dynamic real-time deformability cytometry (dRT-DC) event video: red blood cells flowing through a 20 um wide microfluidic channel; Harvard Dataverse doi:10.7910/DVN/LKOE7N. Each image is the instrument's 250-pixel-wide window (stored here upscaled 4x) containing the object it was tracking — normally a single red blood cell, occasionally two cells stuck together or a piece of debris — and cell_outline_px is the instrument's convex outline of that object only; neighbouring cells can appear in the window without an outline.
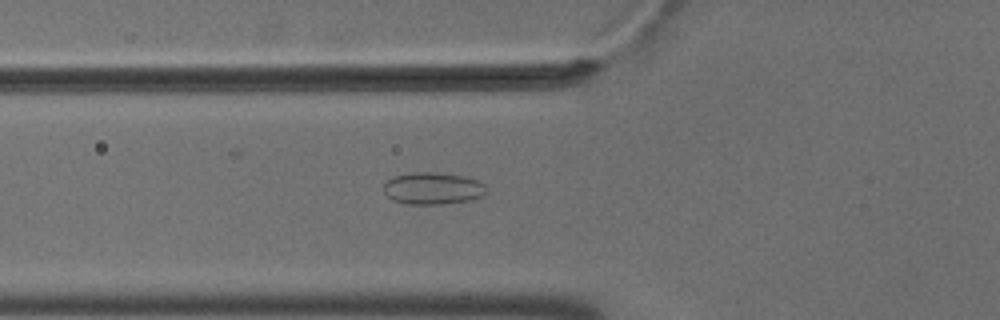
{"species": "common noctule bat (a hibernating species)", "species_latin": "Nyctalus noctula", "temperature_condition": "cold", "stored_images_in_passage": 44, "camera_frame_rate_fps": 3000, "um_per_image_px": 0.085, "animal": {"sex": "male", "body_mass_g": 18.8}, "frame": {"image": 1, "passage_image": 19, "time_ms": 6.0, "image_size_px": [1000, 320], "cell_outline_px": [[484, 192], [480, 196], [468, 200], [444, 204], [404, 204], [392, 200], [384, 192], [384, 184], [392, 176], [412, 172], [432, 172], [464, 176], [476, 180], [484, 184]], "centroid_in_image_um": [36.72, 16.01], "position_along_channel_um": 89.1, "area_um2": 19.02}}
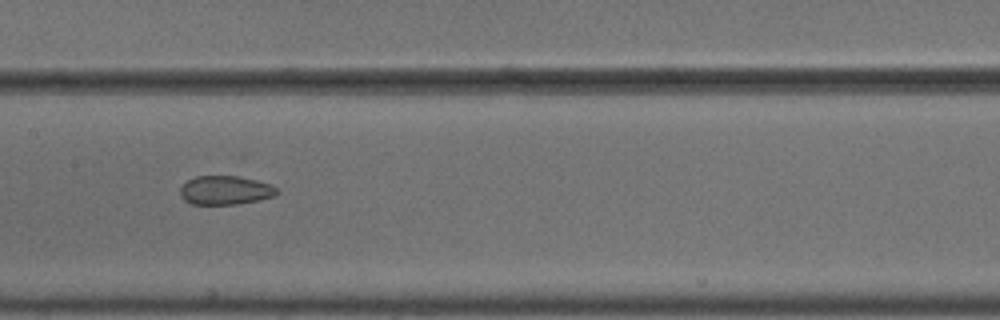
{"frame": {"image": 2, "passage_image": 27, "time_ms": 8.667, "image_size_px": [1000, 320], "cell_outline_px": [[280, 192], [276, 196], [236, 204], [192, 204], [184, 200], [180, 196], [180, 188], [188, 180], [196, 176], [240, 176], [272, 184]], "centroid_in_image_um": [19.17, 16.16], "position_along_channel_um": 188.2, "area_um2": 16.3}}
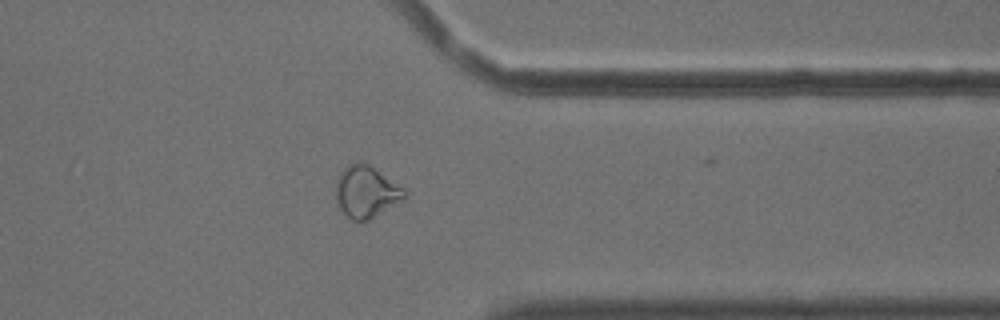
{"frame": {"image": 3, "passage_image": 43, "time_ms": 14.0, "image_size_px": [1000, 320], "cell_outline_px": [[408, 196], [404, 200], [368, 220], [352, 220], [340, 208], [336, 200], [336, 180], [340, 172], [348, 164], [356, 160], [360, 160], [368, 164], [404, 188], [408, 192]], "centroid_in_image_um": [31.14, 16.27], "position_along_channel_um": 380.3, "area_um2": 20.81}}